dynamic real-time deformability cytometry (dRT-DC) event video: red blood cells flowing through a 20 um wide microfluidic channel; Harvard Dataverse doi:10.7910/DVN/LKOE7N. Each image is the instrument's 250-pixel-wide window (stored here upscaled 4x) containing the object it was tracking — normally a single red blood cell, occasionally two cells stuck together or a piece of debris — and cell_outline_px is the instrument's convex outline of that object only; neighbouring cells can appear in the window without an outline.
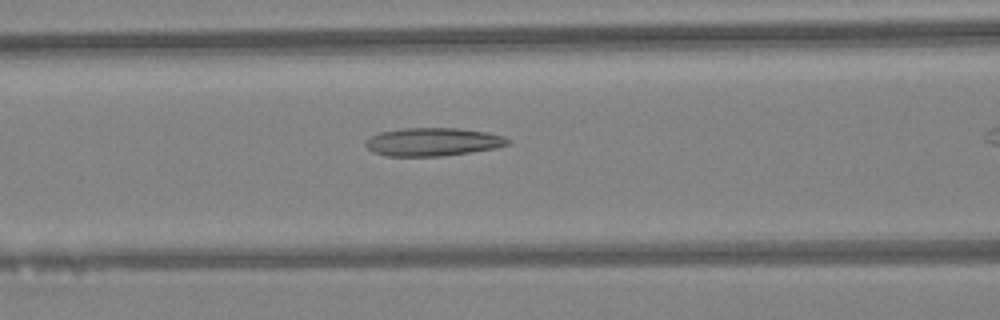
{"species": "Egyptian fruit bat (a non-hibernating species)", "species_latin": "Rousettus aegyptiacus", "temperature_condition": "warm", "stored_images_in_passage": 33, "camera_frame_rate_fps": 3000, "um_per_image_px": 0.085, "animal": {"sex": "female"}, "frame": {"image": 1, "passage_image": 15, "time_ms": 4.667, "image_size_px": [1000, 320], "cell_outline_px": [[512, 140], [508, 144], [496, 148], [440, 156], [384, 156], [372, 152], [364, 144], [372, 136], [380, 132], [404, 128], [460, 128], [488, 132], [504, 136]], "centroid_in_image_um": [36.81, 12.05], "position_along_channel_um": 129.8, "area_um2": 23.35}}
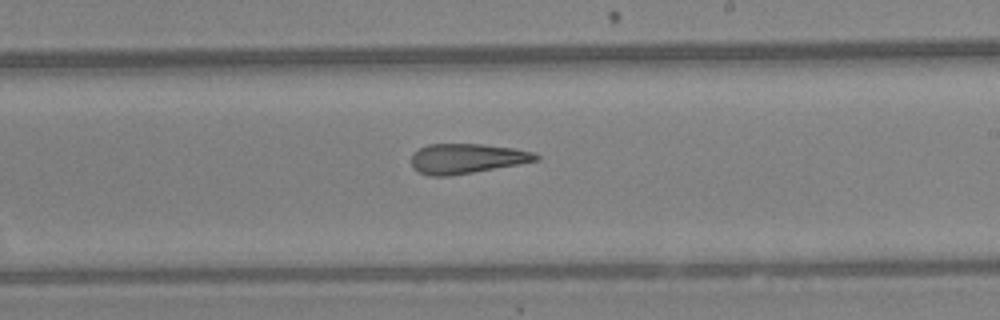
{"frame": {"image": 2, "passage_image": 23, "time_ms": 7.333, "image_size_px": [1000, 320], "cell_outline_px": [[540, 160], [472, 172], [448, 176], [432, 176], [420, 172], [412, 168], [412, 152], [428, 144], [480, 144], [512, 148], [532, 152], [540, 156]], "centroid_in_image_um": [39.64, 13.47], "position_along_channel_um": 249.4, "area_um2": 21.44}}
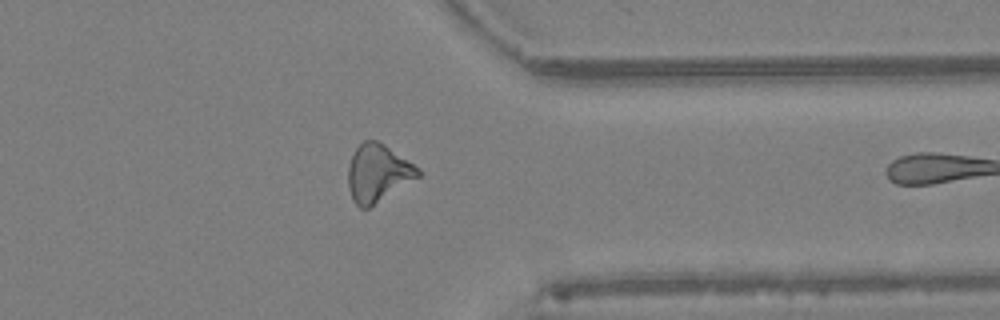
{"frame": {"image": 3, "passage_image": 32, "time_ms": 10.333, "image_size_px": [1000, 320], "cell_outline_px": [[420, 176], [368, 208], [360, 208], [352, 200], [348, 188], [348, 164], [356, 148], [364, 140], [376, 140], [384, 144], [420, 168]], "centroid_in_image_um": [32.1, 14.71], "position_along_channel_um": 379.3, "area_um2": 23.29}}